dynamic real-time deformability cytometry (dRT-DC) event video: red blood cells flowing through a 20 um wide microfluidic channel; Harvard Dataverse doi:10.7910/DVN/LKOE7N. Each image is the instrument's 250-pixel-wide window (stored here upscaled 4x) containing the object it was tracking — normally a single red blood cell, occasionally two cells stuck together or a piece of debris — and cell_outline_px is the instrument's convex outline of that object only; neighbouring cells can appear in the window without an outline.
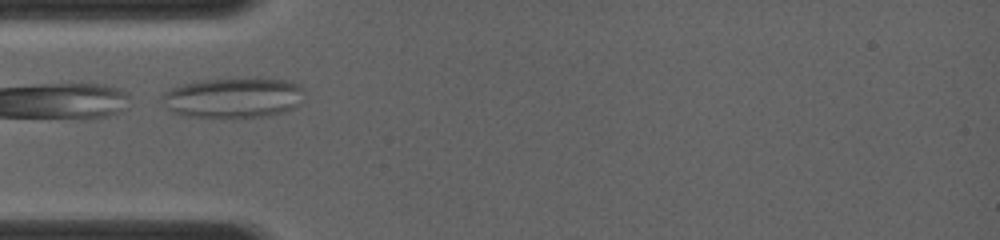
{"species": "common noctule bat (a hibernating species)", "species_latin": "Nyctalus noctula", "temperature_condition": "room temperature", "stored_images_in_passage": 8, "camera_frame_rate_fps": 4000, "um_per_image_px": 0.085, "animal": {"sex": "female", "body_mass_g": 19.0, "forearm_length_mm": 56.7}, "frame": {"image": 1, "passage_image": 1, "time_ms": 0.0, "image_size_px": [1000, 240], "cell_outline_px": [[304, 88], [296, 108], [284, 112], [268, 116], [220, 120], [184, 116], [172, 112], [160, 100], [160, 96], [164, 92], [172, 88], [184, 84], [204, 80], [284, 80], [300, 84]], "centroid_in_image_um": [19.78, 8.38], "position_along_channel_um": 65.2, "area_um2": 33.64}}
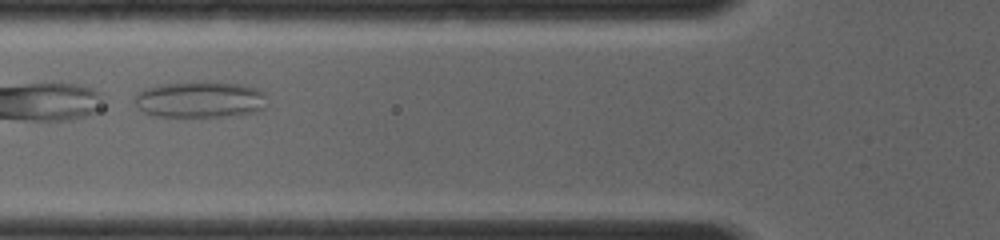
{"frame": {"image": 2, "passage_image": 6, "time_ms": 1.0, "image_size_px": [1000, 240], "cell_outline_px": [[264, 108], [256, 112], [200, 120], [152, 116], [136, 108], [136, 92], [144, 88], [156, 84], [204, 80], [240, 84], [256, 88], [264, 92]], "centroid_in_image_um": [16.93, 8.49], "position_along_channel_um": 108.9, "area_um2": 29.59}}
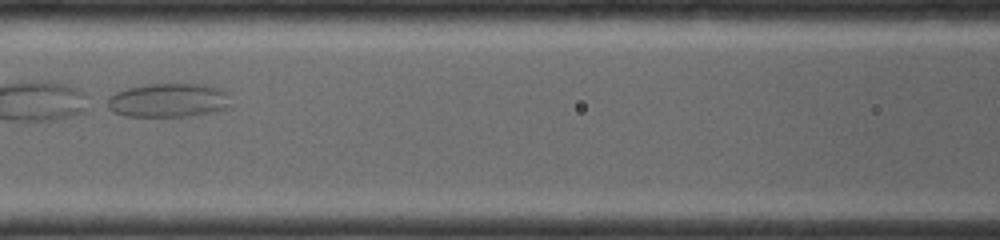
{"frame": {"image": 3, "passage_image": 8, "time_ms": 2.0, "image_size_px": [1000, 240], "cell_outline_px": [[228, 108], [212, 112], [188, 116], [124, 116], [112, 112], [104, 108], [108, 96], [124, 88], [144, 84], [204, 84], [220, 88], [224, 92], [228, 104]], "centroid_in_image_um": [14.18, 8.52], "position_along_channel_um": 152.4, "area_um2": 24.57}}